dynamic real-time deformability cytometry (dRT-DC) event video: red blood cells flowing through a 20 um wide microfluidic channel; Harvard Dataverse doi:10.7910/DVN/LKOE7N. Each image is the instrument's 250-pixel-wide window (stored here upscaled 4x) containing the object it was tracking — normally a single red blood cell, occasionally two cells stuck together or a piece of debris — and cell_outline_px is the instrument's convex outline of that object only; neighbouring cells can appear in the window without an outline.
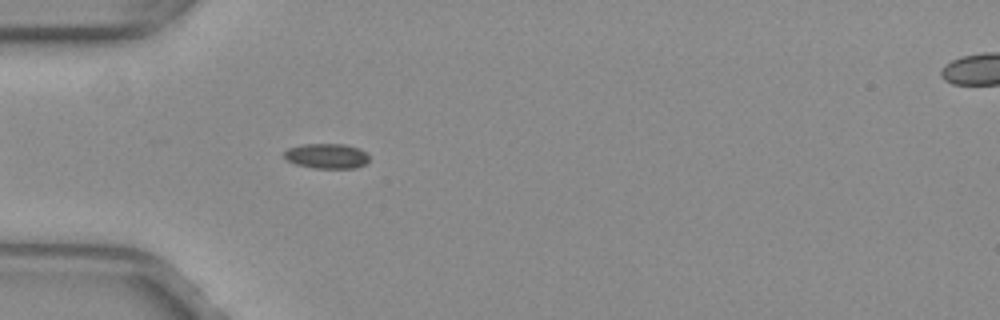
{"species": "common noctule bat (a hibernating species)", "species_latin": "Nyctalus noctula", "temperature_condition": "warm", "stored_images_in_passage": 53, "camera_frame_rate_fps": 3000, "um_per_image_px": 0.085, "animal": {"sex": "female", "body_mass_g": 29.2, "forearm_length_mm": 56.3}, "frame": {"image": 1, "passage_image": 17, "time_ms": 5.333, "image_size_px": [1000, 320], "cell_outline_px": [[368, 160], [364, 164], [356, 168], [312, 168], [296, 164], [288, 160], [284, 156], [284, 152], [288, 148], [304, 144], [344, 144], [360, 148], [368, 156]], "centroid_in_image_um": [27.77, 13.26], "position_along_channel_um": 57.2, "area_um2": 12.31}}
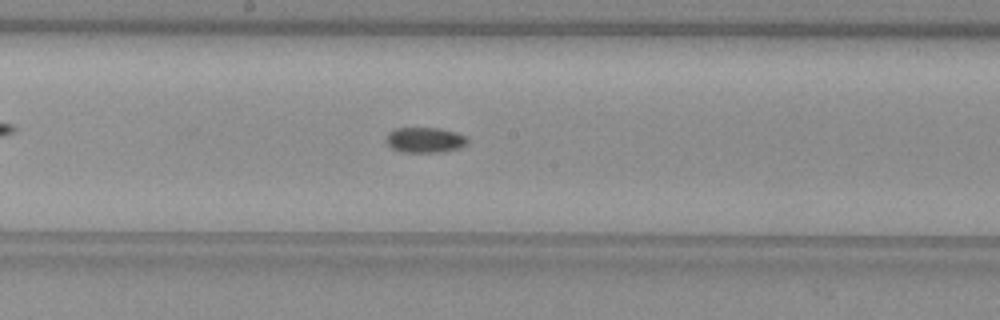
{"frame": {"image": 2, "passage_image": 29, "time_ms": 9.333, "image_size_px": [1000, 320], "cell_outline_px": [[468, 144], [460, 148], [444, 152], [400, 152], [392, 148], [384, 140], [388, 132], [396, 128], [440, 128], [464, 136], [468, 140]], "centroid_in_image_um": [36.09, 11.91], "position_along_channel_um": 212.1, "area_um2": 12.08}}
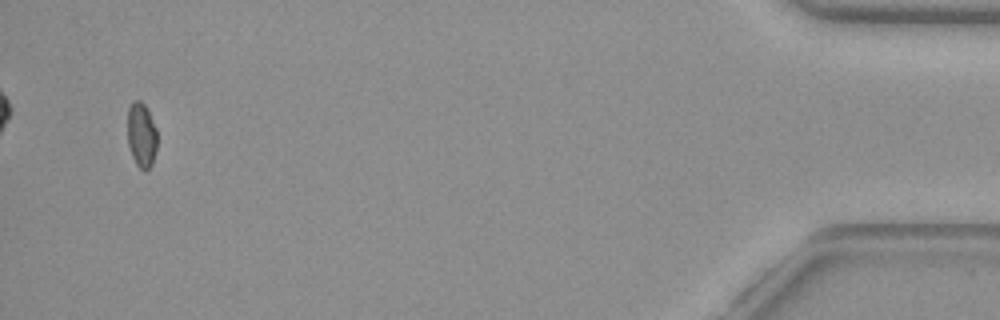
{"frame": {"image": 3, "passage_image": 51, "time_ms": 16.667, "image_size_px": [1000, 320], "cell_outline_px": [[156, 148], [152, 164], [144, 172], [136, 164], [132, 156], [128, 144], [128, 108], [132, 100], [140, 100], [144, 104], [156, 128]], "centroid_in_image_um": [12.01, 11.47], "position_along_channel_um": 423.2, "area_um2": 11.1}}